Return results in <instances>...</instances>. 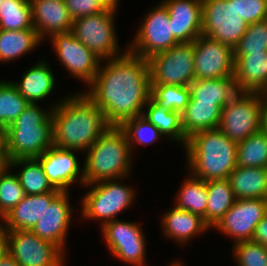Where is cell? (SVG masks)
<instances>
[{
    "label": "cell",
    "mask_w": 267,
    "mask_h": 266,
    "mask_svg": "<svg viewBox=\"0 0 267 266\" xmlns=\"http://www.w3.org/2000/svg\"><path fill=\"white\" fill-rule=\"evenodd\" d=\"M8 253L7 235L5 229L0 225V260Z\"/></svg>",
    "instance_id": "obj_46"
},
{
    "label": "cell",
    "mask_w": 267,
    "mask_h": 266,
    "mask_svg": "<svg viewBox=\"0 0 267 266\" xmlns=\"http://www.w3.org/2000/svg\"><path fill=\"white\" fill-rule=\"evenodd\" d=\"M120 180V182H119ZM123 178L84 185L89 187L80 201L81 216L85 220L101 221V227L134 204L136 191L123 184ZM122 182V183H121Z\"/></svg>",
    "instance_id": "obj_6"
},
{
    "label": "cell",
    "mask_w": 267,
    "mask_h": 266,
    "mask_svg": "<svg viewBox=\"0 0 267 266\" xmlns=\"http://www.w3.org/2000/svg\"><path fill=\"white\" fill-rule=\"evenodd\" d=\"M184 148L188 173L204 181L228 179L237 167V142L219 128L194 133Z\"/></svg>",
    "instance_id": "obj_3"
},
{
    "label": "cell",
    "mask_w": 267,
    "mask_h": 266,
    "mask_svg": "<svg viewBox=\"0 0 267 266\" xmlns=\"http://www.w3.org/2000/svg\"><path fill=\"white\" fill-rule=\"evenodd\" d=\"M103 61L106 63H100L89 89L83 92L104 112L111 126H120L125 120L142 115L150 99L149 63L129 51Z\"/></svg>",
    "instance_id": "obj_1"
},
{
    "label": "cell",
    "mask_w": 267,
    "mask_h": 266,
    "mask_svg": "<svg viewBox=\"0 0 267 266\" xmlns=\"http://www.w3.org/2000/svg\"><path fill=\"white\" fill-rule=\"evenodd\" d=\"M0 29H34L30 0H5L0 3Z\"/></svg>",
    "instance_id": "obj_33"
},
{
    "label": "cell",
    "mask_w": 267,
    "mask_h": 266,
    "mask_svg": "<svg viewBox=\"0 0 267 266\" xmlns=\"http://www.w3.org/2000/svg\"><path fill=\"white\" fill-rule=\"evenodd\" d=\"M116 11L107 8L105 11L73 20L71 32L100 60H109L124 55L121 52L115 28Z\"/></svg>",
    "instance_id": "obj_7"
},
{
    "label": "cell",
    "mask_w": 267,
    "mask_h": 266,
    "mask_svg": "<svg viewBox=\"0 0 267 266\" xmlns=\"http://www.w3.org/2000/svg\"><path fill=\"white\" fill-rule=\"evenodd\" d=\"M64 3L73 20L103 12L108 8L100 0H64Z\"/></svg>",
    "instance_id": "obj_42"
},
{
    "label": "cell",
    "mask_w": 267,
    "mask_h": 266,
    "mask_svg": "<svg viewBox=\"0 0 267 266\" xmlns=\"http://www.w3.org/2000/svg\"><path fill=\"white\" fill-rule=\"evenodd\" d=\"M206 187L208 194L206 224L213 229L237 199L228 179L206 181Z\"/></svg>",
    "instance_id": "obj_31"
},
{
    "label": "cell",
    "mask_w": 267,
    "mask_h": 266,
    "mask_svg": "<svg viewBox=\"0 0 267 266\" xmlns=\"http://www.w3.org/2000/svg\"><path fill=\"white\" fill-rule=\"evenodd\" d=\"M142 116L151 122L168 140L186 146L188 138L182 128L181 114L160 106L151 96L143 108Z\"/></svg>",
    "instance_id": "obj_27"
},
{
    "label": "cell",
    "mask_w": 267,
    "mask_h": 266,
    "mask_svg": "<svg viewBox=\"0 0 267 266\" xmlns=\"http://www.w3.org/2000/svg\"><path fill=\"white\" fill-rule=\"evenodd\" d=\"M73 94L53 105V145L86 152L111 125L84 92Z\"/></svg>",
    "instance_id": "obj_2"
},
{
    "label": "cell",
    "mask_w": 267,
    "mask_h": 266,
    "mask_svg": "<svg viewBox=\"0 0 267 266\" xmlns=\"http://www.w3.org/2000/svg\"><path fill=\"white\" fill-rule=\"evenodd\" d=\"M232 253L237 266H267V247L252 240L234 244Z\"/></svg>",
    "instance_id": "obj_40"
},
{
    "label": "cell",
    "mask_w": 267,
    "mask_h": 266,
    "mask_svg": "<svg viewBox=\"0 0 267 266\" xmlns=\"http://www.w3.org/2000/svg\"><path fill=\"white\" fill-rule=\"evenodd\" d=\"M235 142L261 129V93L240 92L221 110L218 127Z\"/></svg>",
    "instance_id": "obj_10"
},
{
    "label": "cell",
    "mask_w": 267,
    "mask_h": 266,
    "mask_svg": "<svg viewBox=\"0 0 267 266\" xmlns=\"http://www.w3.org/2000/svg\"><path fill=\"white\" fill-rule=\"evenodd\" d=\"M151 86H190L195 80L194 42L179 43L148 59Z\"/></svg>",
    "instance_id": "obj_8"
},
{
    "label": "cell",
    "mask_w": 267,
    "mask_h": 266,
    "mask_svg": "<svg viewBox=\"0 0 267 266\" xmlns=\"http://www.w3.org/2000/svg\"><path fill=\"white\" fill-rule=\"evenodd\" d=\"M30 103L12 81L0 80V126L7 128Z\"/></svg>",
    "instance_id": "obj_35"
},
{
    "label": "cell",
    "mask_w": 267,
    "mask_h": 266,
    "mask_svg": "<svg viewBox=\"0 0 267 266\" xmlns=\"http://www.w3.org/2000/svg\"><path fill=\"white\" fill-rule=\"evenodd\" d=\"M11 159H0V178L10 169Z\"/></svg>",
    "instance_id": "obj_48"
},
{
    "label": "cell",
    "mask_w": 267,
    "mask_h": 266,
    "mask_svg": "<svg viewBox=\"0 0 267 266\" xmlns=\"http://www.w3.org/2000/svg\"><path fill=\"white\" fill-rule=\"evenodd\" d=\"M49 39L60 64L70 72L71 76L89 85L103 61L83 45L71 31L53 34Z\"/></svg>",
    "instance_id": "obj_14"
},
{
    "label": "cell",
    "mask_w": 267,
    "mask_h": 266,
    "mask_svg": "<svg viewBox=\"0 0 267 266\" xmlns=\"http://www.w3.org/2000/svg\"><path fill=\"white\" fill-rule=\"evenodd\" d=\"M101 233L113 257L131 266H147L146 237L137 222L115 219L103 225Z\"/></svg>",
    "instance_id": "obj_12"
},
{
    "label": "cell",
    "mask_w": 267,
    "mask_h": 266,
    "mask_svg": "<svg viewBox=\"0 0 267 266\" xmlns=\"http://www.w3.org/2000/svg\"><path fill=\"white\" fill-rule=\"evenodd\" d=\"M233 48L200 35L194 41L195 79H220L234 77Z\"/></svg>",
    "instance_id": "obj_16"
},
{
    "label": "cell",
    "mask_w": 267,
    "mask_h": 266,
    "mask_svg": "<svg viewBox=\"0 0 267 266\" xmlns=\"http://www.w3.org/2000/svg\"><path fill=\"white\" fill-rule=\"evenodd\" d=\"M43 42L34 29L1 30L0 62H10L33 51Z\"/></svg>",
    "instance_id": "obj_29"
},
{
    "label": "cell",
    "mask_w": 267,
    "mask_h": 266,
    "mask_svg": "<svg viewBox=\"0 0 267 266\" xmlns=\"http://www.w3.org/2000/svg\"><path fill=\"white\" fill-rule=\"evenodd\" d=\"M41 107L30 103L6 128L11 160L37 158L53 146V106Z\"/></svg>",
    "instance_id": "obj_5"
},
{
    "label": "cell",
    "mask_w": 267,
    "mask_h": 266,
    "mask_svg": "<svg viewBox=\"0 0 267 266\" xmlns=\"http://www.w3.org/2000/svg\"><path fill=\"white\" fill-rule=\"evenodd\" d=\"M55 81L51 66L45 59H41L26 72L24 71L18 82L12 81V83L29 103L38 104L54 92Z\"/></svg>",
    "instance_id": "obj_24"
},
{
    "label": "cell",
    "mask_w": 267,
    "mask_h": 266,
    "mask_svg": "<svg viewBox=\"0 0 267 266\" xmlns=\"http://www.w3.org/2000/svg\"><path fill=\"white\" fill-rule=\"evenodd\" d=\"M76 150L52 146L36 159L55 189L68 191L76 181L84 186V168L81 169ZM69 187V188H68Z\"/></svg>",
    "instance_id": "obj_18"
},
{
    "label": "cell",
    "mask_w": 267,
    "mask_h": 266,
    "mask_svg": "<svg viewBox=\"0 0 267 266\" xmlns=\"http://www.w3.org/2000/svg\"><path fill=\"white\" fill-rule=\"evenodd\" d=\"M241 18L248 24L267 19V0H232Z\"/></svg>",
    "instance_id": "obj_41"
},
{
    "label": "cell",
    "mask_w": 267,
    "mask_h": 266,
    "mask_svg": "<svg viewBox=\"0 0 267 266\" xmlns=\"http://www.w3.org/2000/svg\"><path fill=\"white\" fill-rule=\"evenodd\" d=\"M252 241L267 247V214L257 224Z\"/></svg>",
    "instance_id": "obj_43"
},
{
    "label": "cell",
    "mask_w": 267,
    "mask_h": 266,
    "mask_svg": "<svg viewBox=\"0 0 267 266\" xmlns=\"http://www.w3.org/2000/svg\"><path fill=\"white\" fill-rule=\"evenodd\" d=\"M189 88V102L213 103L221 109L240 93L234 77L195 79Z\"/></svg>",
    "instance_id": "obj_25"
},
{
    "label": "cell",
    "mask_w": 267,
    "mask_h": 266,
    "mask_svg": "<svg viewBox=\"0 0 267 266\" xmlns=\"http://www.w3.org/2000/svg\"><path fill=\"white\" fill-rule=\"evenodd\" d=\"M0 159H11L8 152L7 130L0 126Z\"/></svg>",
    "instance_id": "obj_44"
},
{
    "label": "cell",
    "mask_w": 267,
    "mask_h": 266,
    "mask_svg": "<svg viewBox=\"0 0 267 266\" xmlns=\"http://www.w3.org/2000/svg\"><path fill=\"white\" fill-rule=\"evenodd\" d=\"M0 266H19L15 259L7 253L1 260Z\"/></svg>",
    "instance_id": "obj_47"
},
{
    "label": "cell",
    "mask_w": 267,
    "mask_h": 266,
    "mask_svg": "<svg viewBox=\"0 0 267 266\" xmlns=\"http://www.w3.org/2000/svg\"><path fill=\"white\" fill-rule=\"evenodd\" d=\"M228 180L236 199H267V168L237 166Z\"/></svg>",
    "instance_id": "obj_26"
},
{
    "label": "cell",
    "mask_w": 267,
    "mask_h": 266,
    "mask_svg": "<svg viewBox=\"0 0 267 266\" xmlns=\"http://www.w3.org/2000/svg\"><path fill=\"white\" fill-rule=\"evenodd\" d=\"M237 166L267 168V135L261 130L237 143Z\"/></svg>",
    "instance_id": "obj_34"
},
{
    "label": "cell",
    "mask_w": 267,
    "mask_h": 266,
    "mask_svg": "<svg viewBox=\"0 0 267 266\" xmlns=\"http://www.w3.org/2000/svg\"><path fill=\"white\" fill-rule=\"evenodd\" d=\"M61 192H48L25 197L0 220L5 231L32 230L45 210V202H52Z\"/></svg>",
    "instance_id": "obj_23"
},
{
    "label": "cell",
    "mask_w": 267,
    "mask_h": 266,
    "mask_svg": "<svg viewBox=\"0 0 267 266\" xmlns=\"http://www.w3.org/2000/svg\"><path fill=\"white\" fill-rule=\"evenodd\" d=\"M263 93L267 96V89Z\"/></svg>",
    "instance_id": "obj_51"
},
{
    "label": "cell",
    "mask_w": 267,
    "mask_h": 266,
    "mask_svg": "<svg viewBox=\"0 0 267 266\" xmlns=\"http://www.w3.org/2000/svg\"><path fill=\"white\" fill-rule=\"evenodd\" d=\"M202 14V35L233 49L247 31L248 23L235 9V1L203 0Z\"/></svg>",
    "instance_id": "obj_11"
},
{
    "label": "cell",
    "mask_w": 267,
    "mask_h": 266,
    "mask_svg": "<svg viewBox=\"0 0 267 266\" xmlns=\"http://www.w3.org/2000/svg\"><path fill=\"white\" fill-rule=\"evenodd\" d=\"M69 197L68 191H62L52 202H45V210L31 230L38 237L57 245L64 253L74 213Z\"/></svg>",
    "instance_id": "obj_17"
},
{
    "label": "cell",
    "mask_w": 267,
    "mask_h": 266,
    "mask_svg": "<svg viewBox=\"0 0 267 266\" xmlns=\"http://www.w3.org/2000/svg\"><path fill=\"white\" fill-rule=\"evenodd\" d=\"M160 221L165 238L171 239L181 246L210 229L200 215L175 206L167 212L165 211Z\"/></svg>",
    "instance_id": "obj_21"
},
{
    "label": "cell",
    "mask_w": 267,
    "mask_h": 266,
    "mask_svg": "<svg viewBox=\"0 0 267 266\" xmlns=\"http://www.w3.org/2000/svg\"><path fill=\"white\" fill-rule=\"evenodd\" d=\"M267 135V96L261 93V129Z\"/></svg>",
    "instance_id": "obj_45"
},
{
    "label": "cell",
    "mask_w": 267,
    "mask_h": 266,
    "mask_svg": "<svg viewBox=\"0 0 267 266\" xmlns=\"http://www.w3.org/2000/svg\"><path fill=\"white\" fill-rule=\"evenodd\" d=\"M150 96L160 106L182 114L189 104L190 88L189 86L179 85L151 86Z\"/></svg>",
    "instance_id": "obj_37"
},
{
    "label": "cell",
    "mask_w": 267,
    "mask_h": 266,
    "mask_svg": "<svg viewBox=\"0 0 267 266\" xmlns=\"http://www.w3.org/2000/svg\"><path fill=\"white\" fill-rule=\"evenodd\" d=\"M10 168L0 178V219L7 215L24 197L25 192L15 172Z\"/></svg>",
    "instance_id": "obj_39"
},
{
    "label": "cell",
    "mask_w": 267,
    "mask_h": 266,
    "mask_svg": "<svg viewBox=\"0 0 267 266\" xmlns=\"http://www.w3.org/2000/svg\"><path fill=\"white\" fill-rule=\"evenodd\" d=\"M168 9L172 35L179 43L194 42L202 34L201 0H162Z\"/></svg>",
    "instance_id": "obj_19"
},
{
    "label": "cell",
    "mask_w": 267,
    "mask_h": 266,
    "mask_svg": "<svg viewBox=\"0 0 267 266\" xmlns=\"http://www.w3.org/2000/svg\"><path fill=\"white\" fill-rule=\"evenodd\" d=\"M100 1L103 2L108 8L117 10L120 0H100Z\"/></svg>",
    "instance_id": "obj_49"
},
{
    "label": "cell",
    "mask_w": 267,
    "mask_h": 266,
    "mask_svg": "<svg viewBox=\"0 0 267 266\" xmlns=\"http://www.w3.org/2000/svg\"><path fill=\"white\" fill-rule=\"evenodd\" d=\"M176 193L175 207L200 215L206 223L208 194L206 181L191 174L182 182Z\"/></svg>",
    "instance_id": "obj_32"
},
{
    "label": "cell",
    "mask_w": 267,
    "mask_h": 266,
    "mask_svg": "<svg viewBox=\"0 0 267 266\" xmlns=\"http://www.w3.org/2000/svg\"><path fill=\"white\" fill-rule=\"evenodd\" d=\"M221 110L218 105L213 103L189 102L181 114L185 136L189 138L196 132L218 128Z\"/></svg>",
    "instance_id": "obj_28"
},
{
    "label": "cell",
    "mask_w": 267,
    "mask_h": 266,
    "mask_svg": "<svg viewBox=\"0 0 267 266\" xmlns=\"http://www.w3.org/2000/svg\"><path fill=\"white\" fill-rule=\"evenodd\" d=\"M139 24L135 37L127 46L131 54L148 60L153 55L179 44L172 35L168 9L161 1L145 14Z\"/></svg>",
    "instance_id": "obj_9"
},
{
    "label": "cell",
    "mask_w": 267,
    "mask_h": 266,
    "mask_svg": "<svg viewBox=\"0 0 267 266\" xmlns=\"http://www.w3.org/2000/svg\"><path fill=\"white\" fill-rule=\"evenodd\" d=\"M234 79L239 92L263 93L267 89V51L234 56Z\"/></svg>",
    "instance_id": "obj_22"
},
{
    "label": "cell",
    "mask_w": 267,
    "mask_h": 266,
    "mask_svg": "<svg viewBox=\"0 0 267 266\" xmlns=\"http://www.w3.org/2000/svg\"><path fill=\"white\" fill-rule=\"evenodd\" d=\"M84 185L126 179L132 172V151L119 126H110L85 152Z\"/></svg>",
    "instance_id": "obj_4"
},
{
    "label": "cell",
    "mask_w": 267,
    "mask_h": 266,
    "mask_svg": "<svg viewBox=\"0 0 267 266\" xmlns=\"http://www.w3.org/2000/svg\"><path fill=\"white\" fill-rule=\"evenodd\" d=\"M30 3L34 30L42 41L53 34L71 31L73 19L64 0H30Z\"/></svg>",
    "instance_id": "obj_20"
},
{
    "label": "cell",
    "mask_w": 267,
    "mask_h": 266,
    "mask_svg": "<svg viewBox=\"0 0 267 266\" xmlns=\"http://www.w3.org/2000/svg\"><path fill=\"white\" fill-rule=\"evenodd\" d=\"M234 56L267 51V19L248 24L247 31L234 47Z\"/></svg>",
    "instance_id": "obj_38"
},
{
    "label": "cell",
    "mask_w": 267,
    "mask_h": 266,
    "mask_svg": "<svg viewBox=\"0 0 267 266\" xmlns=\"http://www.w3.org/2000/svg\"><path fill=\"white\" fill-rule=\"evenodd\" d=\"M168 266H184V263H182L180 259H177L176 261L173 260V262H171V264H169Z\"/></svg>",
    "instance_id": "obj_50"
},
{
    "label": "cell",
    "mask_w": 267,
    "mask_h": 266,
    "mask_svg": "<svg viewBox=\"0 0 267 266\" xmlns=\"http://www.w3.org/2000/svg\"><path fill=\"white\" fill-rule=\"evenodd\" d=\"M6 235L8 253L19 266H65L66 253L31 230L6 231Z\"/></svg>",
    "instance_id": "obj_13"
},
{
    "label": "cell",
    "mask_w": 267,
    "mask_h": 266,
    "mask_svg": "<svg viewBox=\"0 0 267 266\" xmlns=\"http://www.w3.org/2000/svg\"><path fill=\"white\" fill-rule=\"evenodd\" d=\"M119 127L127 137L132 154L135 143L147 147L158 139L164 138V135L142 115L125 120Z\"/></svg>",
    "instance_id": "obj_36"
},
{
    "label": "cell",
    "mask_w": 267,
    "mask_h": 266,
    "mask_svg": "<svg viewBox=\"0 0 267 266\" xmlns=\"http://www.w3.org/2000/svg\"><path fill=\"white\" fill-rule=\"evenodd\" d=\"M267 214V199H237L213 227L233 239V245L251 241L257 224Z\"/></svg>",
    "instance_id": "obj_15"
},
{
    "label": "cell",
    "mask_w": 267,
    "mask_h": 266,
    "mask_svg": "<svg viewBox=\"0 0 267 266\" xmlns=\"http://www.w3.org/2000/svg\"><path fill=\"white\" fill-rule=\"evenodd\" d=\"M20 166V167H19ZM19 167L15 171L25 195H39L48 192H62L55 189L45 175L40 162L36 158L11 160L10 168Z\"/></svg>",
    "instance_id": "obj_30"
}]
</instances>
